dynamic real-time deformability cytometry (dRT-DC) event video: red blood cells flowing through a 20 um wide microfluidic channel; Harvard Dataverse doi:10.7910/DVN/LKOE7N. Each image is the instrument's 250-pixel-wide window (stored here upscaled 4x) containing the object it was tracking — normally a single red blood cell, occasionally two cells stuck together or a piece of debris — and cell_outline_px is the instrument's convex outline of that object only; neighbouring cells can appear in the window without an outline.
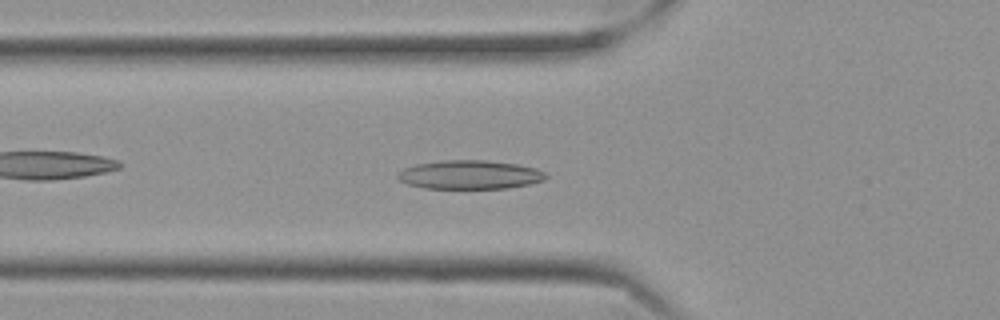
{"species": "Egyptian fruit bat (a non-hibernating species)", "species_latin": "Rousettus aegyptiacus", "temperature_condition": "cold", "stored_images_in_passage": 55, "camera_frame_rate_fps": 3000, "um_per_image_px": 0.085, "frame": {"image": 1, "passage_image": 18, "time_ms": 5.667, "image_size_px": [1000, 320], "cell_outline_px": [[548, 176], [544, 180], [528, 184], [508, 188], [424, 188], [408, 184], [400, 180], [396, 176], [404, 168], [416, 164], [440, 160], [484, 160], [516, 164], [536, 168], [544, 172]], "centroid_in_image_um": [39.93, 14.84], "position_along_channel_um": 85.9, "area_um2": 24.74}}
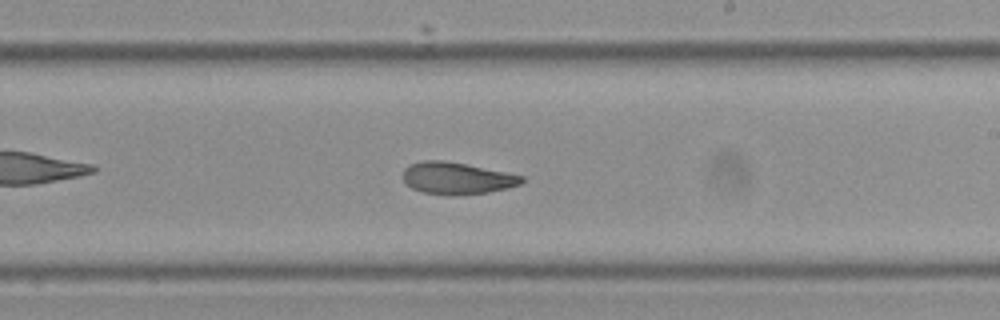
{"frame": {"image": 2, "passage_image": 32, "time_ms": 10.333, "image_size_px": [1000, 320], "cell_outline_px": [[524, 180], [520, 184], [488, 192], [452, 196], [448, 196], [424, 192], [412, 188], [404, 180], [404, 168], [408, 164], [424, 160], [444, 160], [524, 176]], "centroid_in_image_um": [38.79, 15.15], "position_along_channel_um": 250.2, "area_um2": 21.85}}
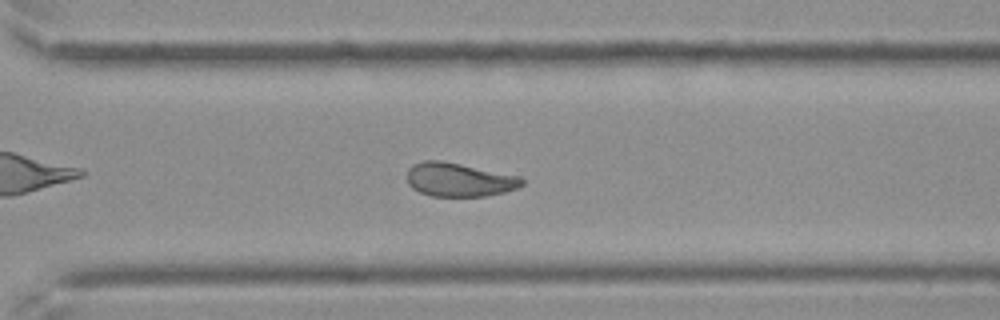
{"frame": {"image": 3, "passage_image": 39, "time_ms": 12.667, "image_size_px": [1000, 320], "cell_outline_px": [[524, 184], [516, 188], [504, 192], [484, 196], [432, 196], [420, 192], [412, 188], [408, 184], [408, 168], [412, 164], [424, 160], [440, 160], [520, 176], [524, 180]], "centroid_in_image_um": [39.01, 15.27], "position_along_channel_um": 331.6, "area_um2": 22.48}, "authors_computed_cell_mechanics": {"area_um2": 23.3512, "velocity_mm_per_s": 3.5, "shape_relaxation_time_tau1_ms": 5.2839, "shape_relaxation_time_tau2_ms": 4.7798, "deformation_change_tau1": 0.1517, "deformation_change_tau2": 0.0745}}